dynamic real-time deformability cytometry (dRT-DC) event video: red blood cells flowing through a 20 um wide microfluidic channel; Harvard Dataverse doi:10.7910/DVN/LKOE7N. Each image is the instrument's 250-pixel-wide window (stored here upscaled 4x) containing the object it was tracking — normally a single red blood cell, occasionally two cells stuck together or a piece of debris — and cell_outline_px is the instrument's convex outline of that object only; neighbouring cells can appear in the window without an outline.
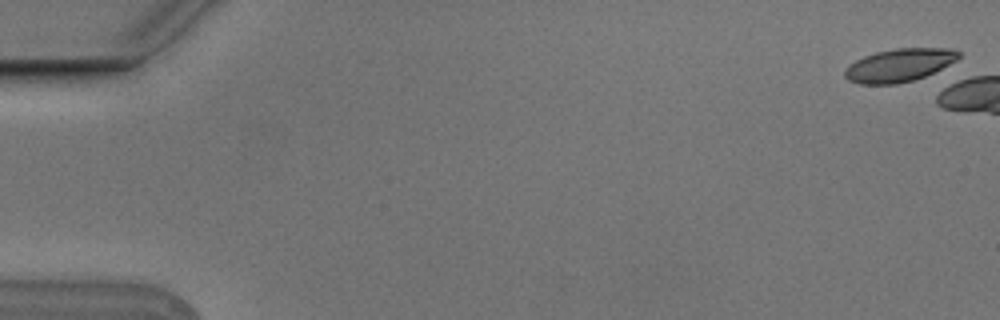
{"species": "Egyptian fruit bat (a non-hibernating species)", "species_latin": "Rousettus aegyptiacus", "temperature_condition": "cold", "stored_images_in_passage": 8, "camera_frame_rate_fps": 3000, "um_per_image_px": 0.085, "animal": {"sex": "male"}, "frame": {"image": 1, "passage_image": 1, "time_ms": 0.0, "image_size_px": [1000, 320], "cell_outline_px": [[960, 56], [956, 60], [924, 76], [912, 80], [896, 84], [860, 84], [848, 80], [844, 76], [844, 68], [848, 64], [864, 56], [876, 52], [896, 48], [952, 48], [960, 52]], "centroid_in_image_um": [76.38, 5.53], "position_along_channel_um": 8.6, "area_um2": 21.79}}